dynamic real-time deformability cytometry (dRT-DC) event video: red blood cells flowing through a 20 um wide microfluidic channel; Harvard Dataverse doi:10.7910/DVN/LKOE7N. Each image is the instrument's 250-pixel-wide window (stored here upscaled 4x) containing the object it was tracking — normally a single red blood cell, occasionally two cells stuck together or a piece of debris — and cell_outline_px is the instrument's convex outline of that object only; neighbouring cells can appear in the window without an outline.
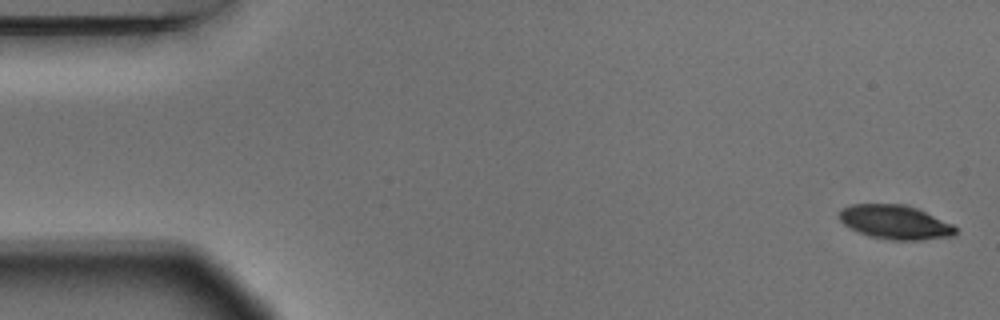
{"species": "Egyptian fruit bat (a non-hibernating species)", "species_latin": "Rousettus aegyptiacus", "temperature_condition": "warm", "stored_images_in_passage": 4, "camera_frame_rate_fps": 3000, "um_per_image_px": 0.085, "animal": {"sex": "male"}, "frame": {"image": 1, "passage_image": 1, "time_ms": 0.0, "image_size_px": [1000, 320], "cell_outline_px": [[956, 232], [952, 236], [920, 240], [892, 240], [872, 236], [860, 232], [844, 224], [836, 216], [840, 208], [852, 204], [900, 204], [924, 212], [952, 224], [956, 228]], "centroid_in_image_um": [76.03, 18.88], "position_along_channel_um": 9.0, "area_um2": 22.66}}